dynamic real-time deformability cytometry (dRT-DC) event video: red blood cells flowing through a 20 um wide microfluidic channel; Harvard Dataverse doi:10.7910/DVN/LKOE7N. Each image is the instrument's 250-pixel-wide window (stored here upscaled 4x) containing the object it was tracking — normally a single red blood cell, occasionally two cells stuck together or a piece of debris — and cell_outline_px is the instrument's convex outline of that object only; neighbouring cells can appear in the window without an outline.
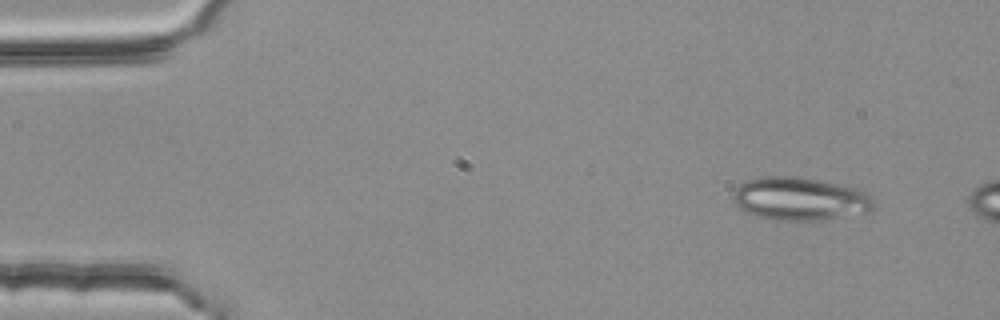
{"species": "common noctule bat (a hibernating species)", "species_latin": "Nyctalus noctula", "temperature_condition": "room temperature", "stored_images_in_passage": 4, "camera_frame_rate_fps": 3000, "um_per_image_px": 0.085, "animal": {"sex": "female", "body_mass_g": 25.1}, "frame": {"image": 1, "passage_image": 1, "time_ms": 0.0, "image_size_px": [1000, 320], "cell_outline_px": [[876, 208], [868, 212], [820, 220], [772, 220], [748, 212], [740, 208], [736, 204], [732, 196], [736, 188], [740, 184], [748, 180], [764, 176], [792, 176], [816, 180], [856, 188], [868, 192], [876, 200]], "centroid_in_image_um": [68.05, 16.9], "position_along_channel_um": 16.9, "area_um2": 35.2}}